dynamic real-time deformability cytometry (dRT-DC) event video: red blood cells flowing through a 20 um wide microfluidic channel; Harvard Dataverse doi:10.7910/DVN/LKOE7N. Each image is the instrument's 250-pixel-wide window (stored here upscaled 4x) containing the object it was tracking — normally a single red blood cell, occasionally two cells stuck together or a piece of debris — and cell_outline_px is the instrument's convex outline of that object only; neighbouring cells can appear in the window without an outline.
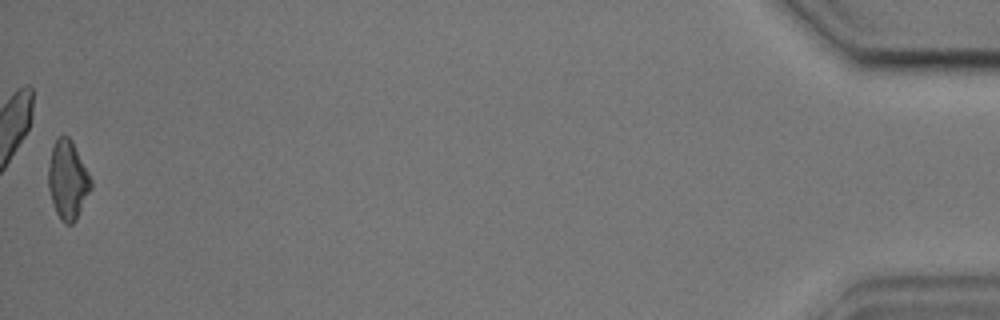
{"species": "common noctule bat (a hibernating species)", "species_latin": "Nyctalus noctula", "temperature_condition": "cold", "stored_images_in_passage": 48, "camera_frame_rate_fps": 3000, "um_per_image_px": 0.085, "animal": {"sex": "male", "body_mass_g": 17.9, "forearm_length_mm": 54.2}, "frame": {"image": 1, "passage_image": 48, "time_ms": 15.667, "image_size_px": [1000, 320], "cell_outline_px": [[92, 188], [76, 220], [72, 224], [64, 224], [60, 220], [56, 212], [48, 188], [48, 164], [52, 148], [56, 136], [68, 136], [72, 140], [92, 180]], "centroid_in_image_um": [5.76, 15.3], "position_along_channel_um": 429.4, "area_um2": 19.65}, "authors_computed_cell_mechanics": {"area_um2": 20.0566, "velocity_mm_per_s": 3.6738, "shape_relaxation_time_tau1_ms": 2.8536, "shape_relaxation_time_tau2_ms": 2.8067, "deformation_change_tau1": 0.1174, "deformation_change_tau2": 0.1289}}